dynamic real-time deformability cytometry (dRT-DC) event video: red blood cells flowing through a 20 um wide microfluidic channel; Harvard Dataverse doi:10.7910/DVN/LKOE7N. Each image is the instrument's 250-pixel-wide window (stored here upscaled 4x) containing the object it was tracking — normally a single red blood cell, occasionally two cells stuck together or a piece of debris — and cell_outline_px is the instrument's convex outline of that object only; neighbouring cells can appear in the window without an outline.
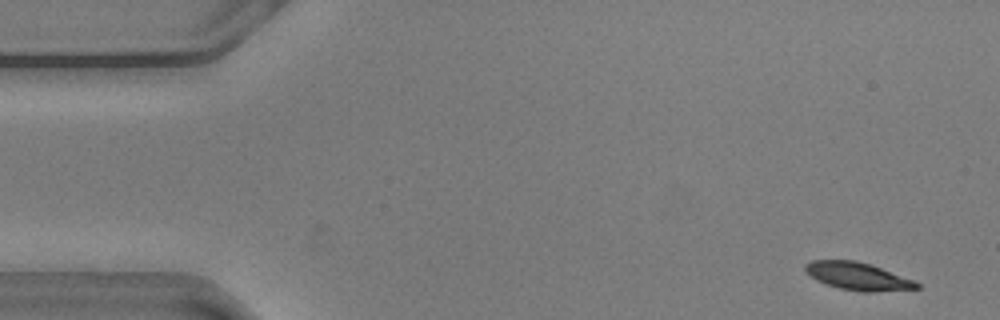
{"species": "common noctule bat (a hibernating species)", "species_latin": "Nyctalus noctula", "temperature_condition": "warm", "stored_images_in_passage": 55, "camera_frame_rate_fps": 3000, "um_per_image_px": 0.085, "animal": {"sex": "male", "body_mass_g": 20.5, "forearm_length_mm": 52.5}, "frame": {"image": 1, "passage_image": 2, "time_ms": 0.333, "image_size_px": [1000, 320], "cell_outline_px": [[920, 288], [872, 292], [860, 292], [840, 288], [816, 280], [804, 268], [804, 264], [812, 260], [856, 260], [916, 280], [920, 284]], "centroid_in_image_um": [72.94, 23.48], "position_along_channel_um": 12.1, "area_um2": 17.8}}
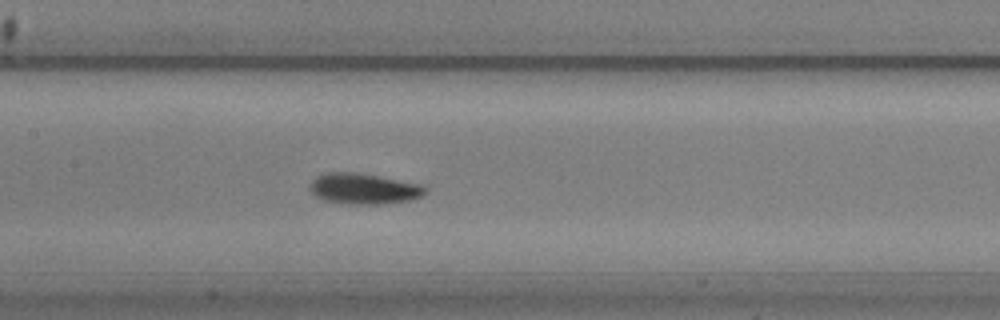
{"frame": {"image": 2, "passage_image": 25, "time_ms": 8.0, "image_size_px": [1000, 320], "cell_outline_px": [[428, 192], [420, 196], [408, 200], [380, 204], [340, 204], [324, 200], [316, 196], [308, 188], [312, 180], [316, 176], [324, 172], [352, 172], [376, 176], [420, 184], [428, 188]], "centroid_in_image_um": [30.87, 16.04], "position_along_channel_um": 176.5, "area_um2": 20.63}}
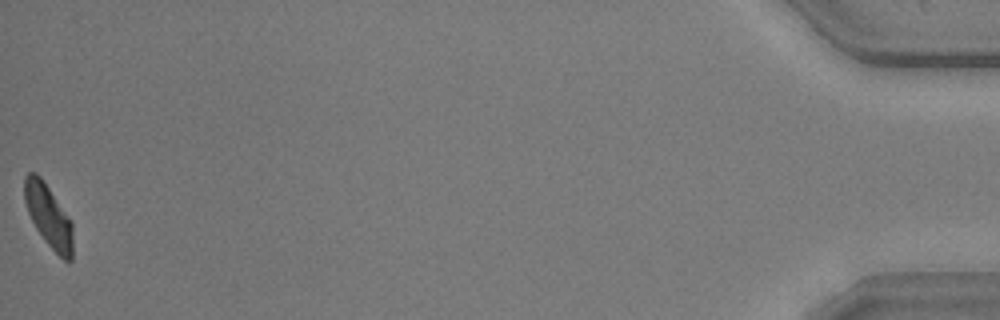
{"frame": {"image": 3, "passage_image": 55, "time_ms": 18.0, "image_size_px": [1000, 320], "cell_outline_px": [[72, 260], [64, 260], [48, 244], [36, 228], [28, 212], [24, 200], [24, 176], [28, 172], [36, 172], [40, 176], [72, 220]], "centroid_in_image_um": [4.12, 18.31], "position_along_channel_um": 431.1, "area_um2": 17.51}, "authors_computed_cell_mechanics": {"area_um2": 19.3052, "velocity_mm_per_s": 3.5892, "shape_relaxation_time_tau1_ms": 2.4132, "shape_relaxation_time_tau2_ms": 8.5003, "deformation_change_tau1": 0.1283, "deformation_change_tau2": 0.1163}}